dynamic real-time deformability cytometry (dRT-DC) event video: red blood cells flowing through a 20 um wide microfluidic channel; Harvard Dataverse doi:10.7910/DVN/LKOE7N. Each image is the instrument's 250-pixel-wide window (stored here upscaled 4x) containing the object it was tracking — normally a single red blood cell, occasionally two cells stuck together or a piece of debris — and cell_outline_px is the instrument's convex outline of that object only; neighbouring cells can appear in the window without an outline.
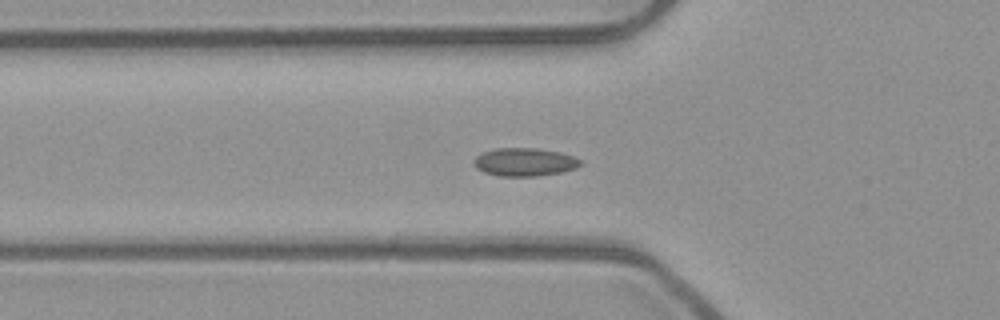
{"species": "common noctule bat (a hibernating species)", "species_latin": "Nyctalus noctula", "temperature_condition": "room temperature", "stored_images_in_passage": 37, "camera_frame_rate_fps": 3000, "um_per_image_px": 0.085, "animal": {"sex": "male", "body_mass_g": 23.1, "forearm_length_mm": 52.7}, "frame": {"image": 1, "passage_image": 3, "time_ms": 0.667, "image_size_px": [1000, 320], "cell_outline_px": [[584, 164], [576, 168], [560, 172], [536, 176], [500, 176], [484, 172], [476, 168], [472, 164], [472, 160], [480, 152], [496, 148], [536, 148], [560, 152], [572, 156], [580, 160]], "centroid_in_image_um": [44.54, 13.77], "position_along_channel_um": 81.3, "area_um2": 17.63}}
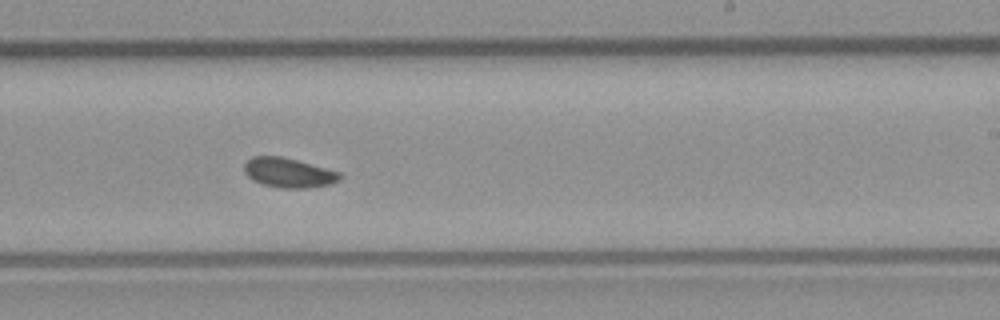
{"frame": {"image": 2, "passage_image": 17, "time_ms": 5.333, "image_size_px": [1000, 320], "cell_outline_px": [[340, 180], [332, 184], [308, 188], [280, 188], [264, 184], [252, 180], [244, 172], [244, 164], [252, 156], [280, 156], [296, 160], [340, 172]], "centroid_in_image_um": [24.52, 14.69], "position_along_channel_um": 264.5, "area_um2": 16.42}}
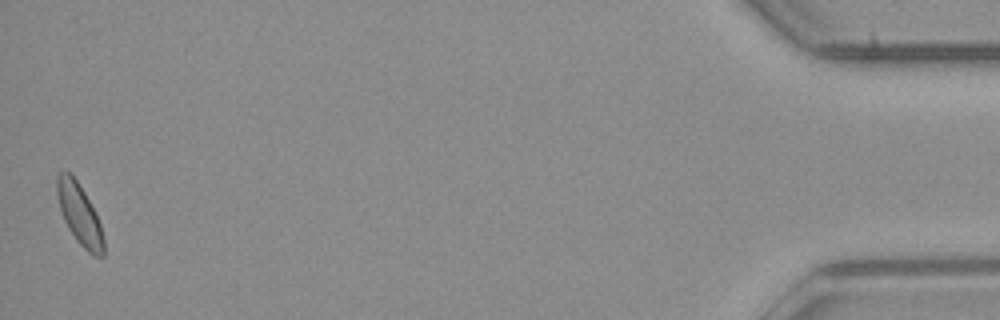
{"frame": {"image": 3, "passage_image": 37, "time_ms": 12.0, "image_size_px": [1000, 320], "cell_outline_px": [[104, 256], [92, 256], [76, 240], [68, 228], [60, 212], [56, 192], [56, 176], [60, 172], [72, 172], [84, 192], [100, 224], [104, 240]], "centroid_in_image_um": [6.73, 18.21], "position_along_channel_um": 428.5, "area_um2": 16.47}}